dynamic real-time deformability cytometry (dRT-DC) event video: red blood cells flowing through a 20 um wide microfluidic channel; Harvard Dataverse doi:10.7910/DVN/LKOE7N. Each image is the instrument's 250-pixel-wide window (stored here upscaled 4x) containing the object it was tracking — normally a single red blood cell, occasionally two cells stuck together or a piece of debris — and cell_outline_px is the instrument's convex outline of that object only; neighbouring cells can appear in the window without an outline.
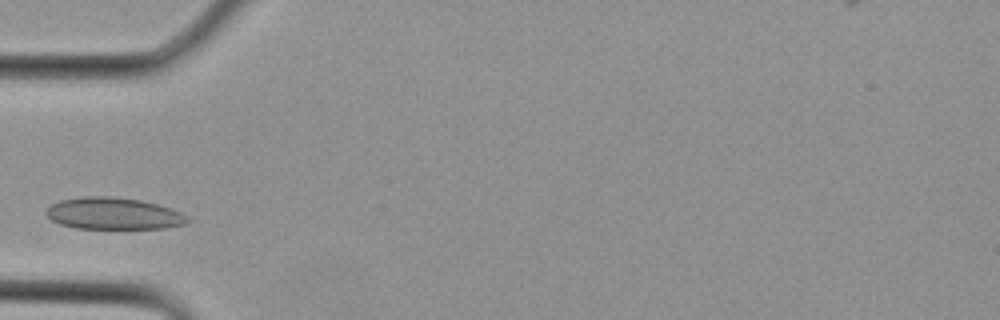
{"species": "Egyptian fruit bat (a non-hibernating species)", "species_latin": "Rousettus aegyptiacus", "temperature_condition": "cold", "stored_images_in_passage": 10, "camera_frame_rate_fps": 3000, "um_per_image_px": 0.085, "animal": {"sex": "female"}, "frame": {"image": 1, "passage_image": 3, "time_ms": 0.667, "image_size_px": [1000, 320], "cell_outline_px": [[192, 220], [188, 224], [168, 228], [76, 228], [60, 224], [52, 220], [44, 212], [52, 204], [60, 200], [84, 196], [112, 196], [140, 200], [156, 204], [180, 212], [188, 216]], "centroid_in_image_um": [9.68, 18.15], "position_along_channel_um": 75.3, "area_um2": 26.24}}
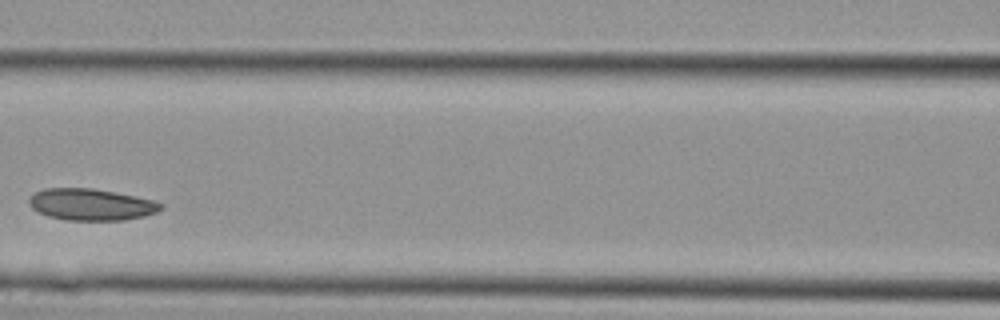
{"frame": {"image": 2, "passage_image": 7, "time_ms": 2.0, "image_size_px": [1000, 320], "cell_outline_px": [[164, 208], [156, 212], [144, 216], [124, 220], [68, 220], [48, 216], [32, 208], [28, 204], [28, 200], [36, 192], [44, 188], [92, 188], [152, 200], [164, 204]], "centroid_in_image_um": [7.74, 17.39], "position_along_channel_um": 158.9, "area_um2": 24.04}}
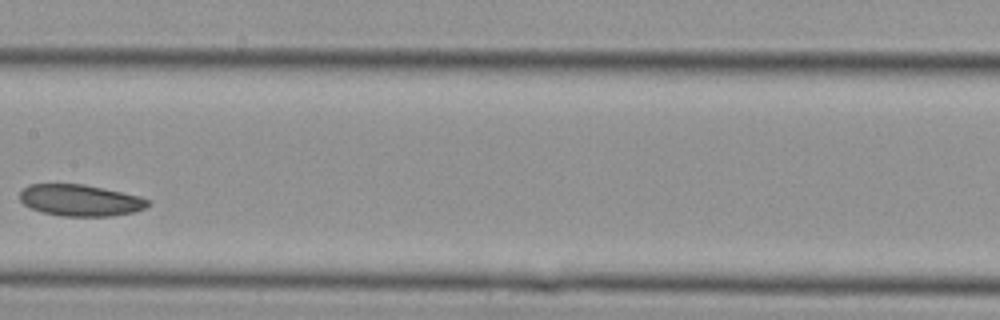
{"frame": {"image": 3, "passage_image": 9, "time_ms": 2.667, "image_size_px": [1000, 320], "cell_outline_px": [[148, 204], [144, 208], [132, 212], [112, 216], [60, 216], [40, 212], [24, 204], [20, 200], [20, 192], [28, 184], [84, 184], [104, 188], [140, 196], [148, 200]], "centroid_in_image_um": [6.79, 17.02], "position_along_channel_um": 200.6, "area_um2": 23.47}}